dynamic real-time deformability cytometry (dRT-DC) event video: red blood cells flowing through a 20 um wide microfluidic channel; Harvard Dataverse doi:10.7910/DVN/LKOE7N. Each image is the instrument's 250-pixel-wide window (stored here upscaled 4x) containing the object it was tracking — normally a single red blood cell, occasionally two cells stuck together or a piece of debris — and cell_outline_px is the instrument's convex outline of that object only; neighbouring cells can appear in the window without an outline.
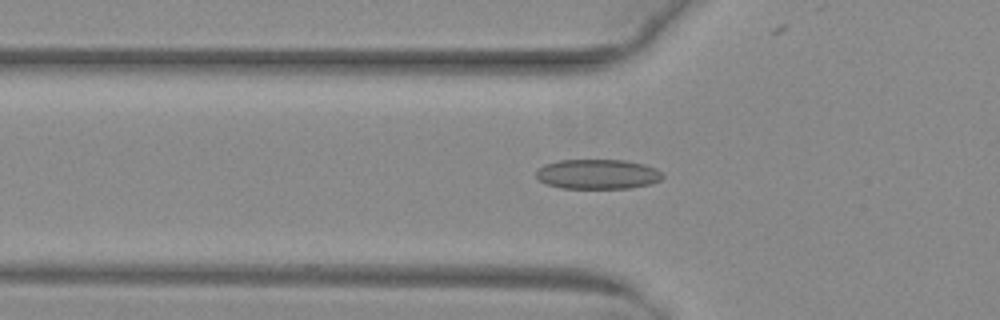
{"species": "common noctule bat (a hibernating species)", "species_latin": "Nyctalus noctula", "temperature_condition": "warm", "stored_images_in_passage": 52, "camera_frame_rate_fps": 3000, "um_per_image_px": 0.085, "animal": {"sex": "female", "body_mass_g": 29.2, "forearm_length_mm": 56.3}, "frame": {"image": 1, "passage_image": 18, "time_ms": 5.667, "image_size_px": [1000, 320], "cell_outline_px": [[664, 176], [660, 180], [652, 184], [632, 188], [560, 188], [544, 184], [536, 176], [536, 172], [544, 164], [560, 160], [624, 160], [644, 164], [656, 168]], "centroid_in_image_um": [50.81, 14.81], "position_along_channel_um": 75.0, "area_um2": 22.08}}
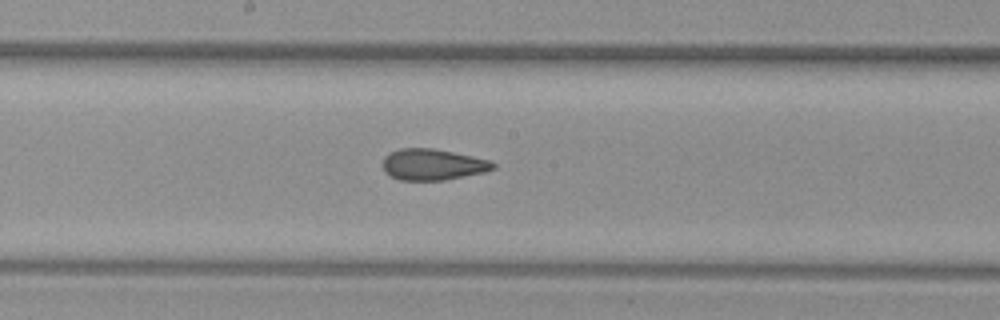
{"frame": {"image": 2, "passage_image": 28, "time_ms": 9.0, "image_size_px": [1000, 320], "cell_outline_px": [[496, 168], [484, 172], [444, 180], [400, 180], [388, 176], [384, 172], [384, 156], [388, 152], [400, 148], [432, 148], [452, 152], [488, 160], [496, 164]], "centroid_in_image_um": [36.74, 13.99], "position_along_channel_um": 211.5, "area_um2": 20.0}}
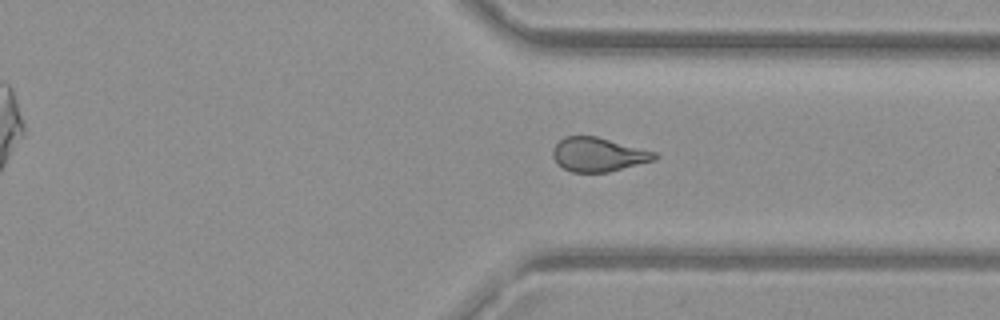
{"frame": {"image": 3, "passage_image": 39, "time_ms": 12.667, "image_size_px": [1000, 320], "cell_outline_px": [[660, 156], [656, 160], [608, 172], [572, 172], [556, 164], [552, 156], [552, 148], [564, 136], [596, 136], [656, 152]], "centroid_in_image_um": [50.85, 13.14], "position_along_channel_um": 360.6, "area_um2": 20.29}}